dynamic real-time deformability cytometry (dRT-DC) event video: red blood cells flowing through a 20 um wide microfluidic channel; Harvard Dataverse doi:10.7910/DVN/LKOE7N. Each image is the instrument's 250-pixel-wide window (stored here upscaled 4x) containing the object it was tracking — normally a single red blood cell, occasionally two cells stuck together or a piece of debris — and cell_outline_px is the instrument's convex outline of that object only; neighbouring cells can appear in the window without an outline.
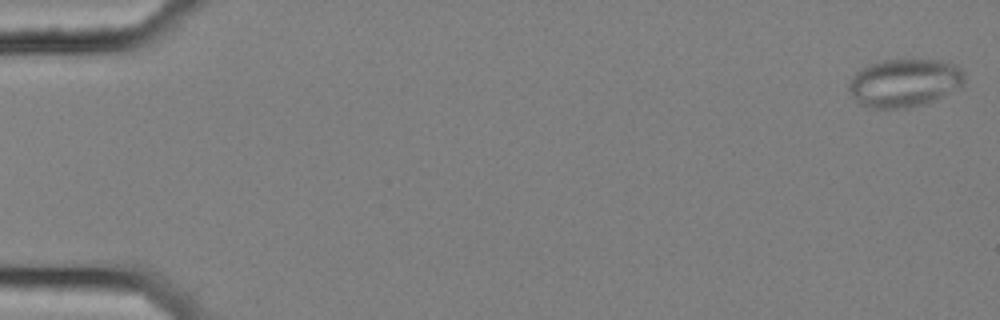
{"species": "common noctule bat (a hibernating species)", "species_latin": "Nyctalus noctula", "temperature_condition": "cold", "stored_images_in_passage": 58, "segment_of_instrument_passage": [1, 2], "camera_frame_rate_fps": 3000, "um_per_image_px": 0.085, "animal": {"sex": "female", "body_mass_g": 25.1}, "frame": {"image": 1, "passage_image": 2, "time_ms": 0.333, "image_size_px": [1000, 320], "cell_outline_px": [[964, 84], [924, 104], [908, 108], [872, 108], [860, 104], [852, 96], [848, 88], [848, 84], [852, 76], [860, 68], [868, 64], [880, 60], [940, 60], [956, 64], [964, 72]], "centroid_in_image_um": [76.83, 7.03], "position_along_channel_um": 8.2, "area_um2": 32.37}}